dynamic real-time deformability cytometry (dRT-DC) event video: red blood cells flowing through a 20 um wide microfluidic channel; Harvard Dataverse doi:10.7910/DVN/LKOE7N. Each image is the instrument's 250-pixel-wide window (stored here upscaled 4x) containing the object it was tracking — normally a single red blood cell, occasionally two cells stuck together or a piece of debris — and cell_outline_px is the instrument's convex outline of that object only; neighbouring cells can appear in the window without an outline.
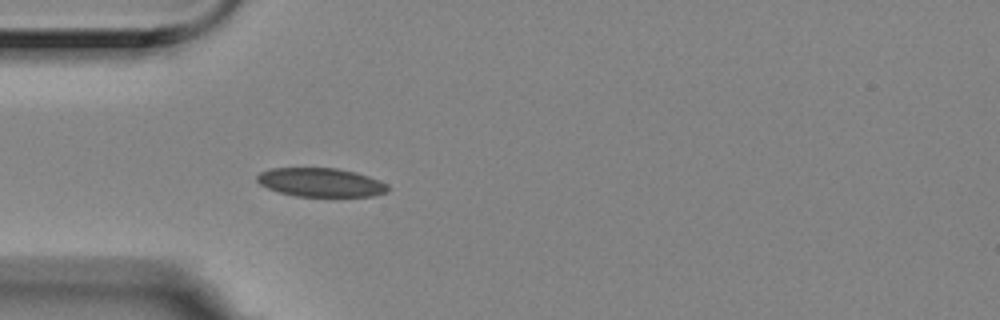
{"species": "Egyptian fruit bat (a non-hibernating species)", "species_latin": "Rousettus aegyptiacus", "temperature_condition": "room temperature", "stored_images_in_passage": 1, "camera_frame_rate_fps": 3000, "um_per_image_px": 0.085, "animal": {"sex": "female"}, "frame": {"image": 1, "passage_image": 1, "time_ms": 0.0, "image_size_px": [1000, 320], "cell_outline_px": [[388, 192], [372, 196], [296, 196], [280, 192], [268, 188], [260, 184], [256, 180], [256, 176], [260, 172], [272, 168], [336, 168], [356, 172], [380, 180], [388, 184]], "centroid_in_image_um": [27.28, 15.5], "position_along_channel_um": 57.7, "area_um2": 21.91}}